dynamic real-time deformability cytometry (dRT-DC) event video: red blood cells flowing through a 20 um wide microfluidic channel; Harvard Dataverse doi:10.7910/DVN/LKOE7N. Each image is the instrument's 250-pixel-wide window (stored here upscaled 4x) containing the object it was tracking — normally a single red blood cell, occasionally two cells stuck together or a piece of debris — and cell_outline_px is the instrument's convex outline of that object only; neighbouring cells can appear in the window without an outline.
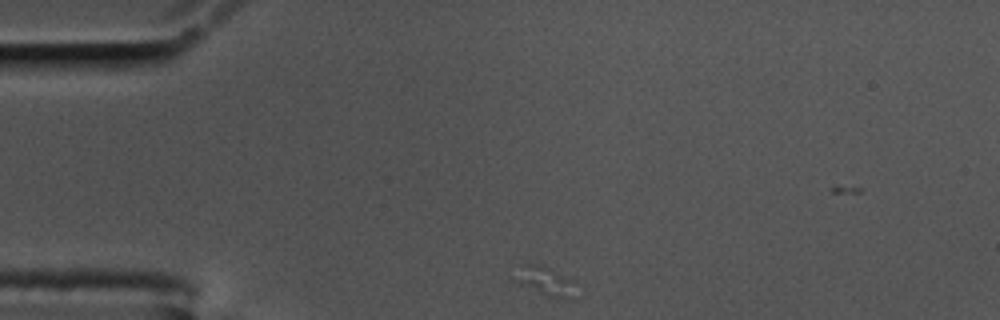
{"species": "common noctule bat (a hibernating species)", "species_latin": "Nyctalus noctula", "temperature_condition": "cold", "stored_images_in_passage": 7, "camera_frame_rate_fps": 3000, "um_per_image_px": 0.085, "animal": {"sex": "male", "body_mass_g": 17.5, "forearm_length_mm": 52.3}, "frame": {"image": 1, "passage_image": 1, "time_ms": 0.0, "image_size_px": [1000, 320], "cell_outline_px": [[580, 284], [576, 300], [548, 296], [512, 280], [508, 276], [516, 264], [544, 264], [576, 280]], "centroid_in_image_um": [46.38, 23.85], "position_along_channel_um": 38.6, "area_um2": 11.62}}